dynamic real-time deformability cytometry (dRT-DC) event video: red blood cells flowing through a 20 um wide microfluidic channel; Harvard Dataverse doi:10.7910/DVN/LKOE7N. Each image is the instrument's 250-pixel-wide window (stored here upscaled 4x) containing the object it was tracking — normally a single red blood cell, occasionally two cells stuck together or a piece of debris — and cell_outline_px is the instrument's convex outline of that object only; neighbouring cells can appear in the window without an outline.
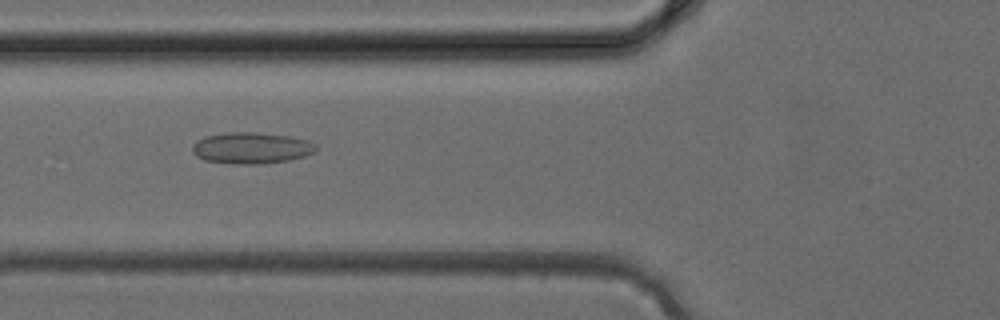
{"species": "common noctule bat (a hibernating species)", "species_latin": "Nyctalus noctula", "temperature_condition": "cold", "stored_images_in_passage": 26, "camera_frame_rate_fps": 3000, "um_per_image_px": 0.085, "animal": {"sex": "female", "body_mass_g": 24.6, "forearm_length_mm": 56.2}, "frame": {"image": 1, "passage_image": 3, "time_ms": 0.667, "image_size_px": [1000, 320], "cell_outline_px": [[316, 148], [312, 152], [304, 156], [288, 160], [264, 164], [232, 164], [204, 160], [196, 156], [192, 152], [192, 144], [204, 136], [228, 132], [256, 132], [292, 136], [308, 140], [316, 144]], "centroid_in_image_um": [21.34, 12.57], "position_along_channel_um": 104.5, "area_um2": 22.77}}
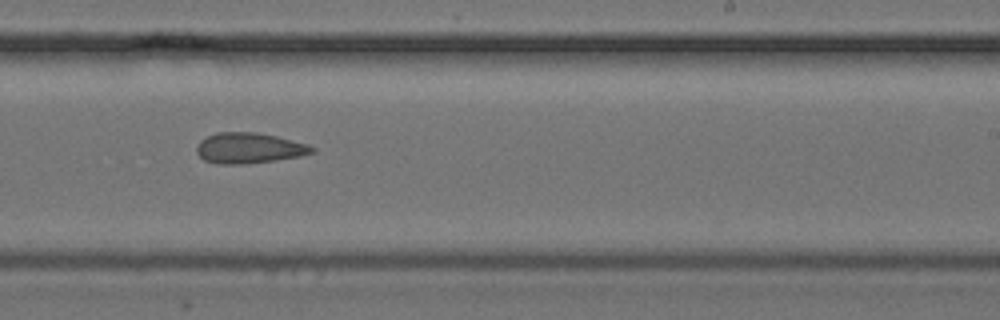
{"frame": {"image": 2, "passage_image": 12, "time_ms": 3.667, "image_size_px": [1000, 320], "cell_outline_px": [[316, 152], [300, 156], [276, 160], [244, 164], [216, 164], [204, 160], [196, 152], [196, 144], [200, 140], [216, 132], [256, 132], [276, 136], [308, 144], [316, 148]], "centroid_in_image_um": [21.16, 12.59], "position_along_channel_um": 267.8, "area_um2": 20.75}}
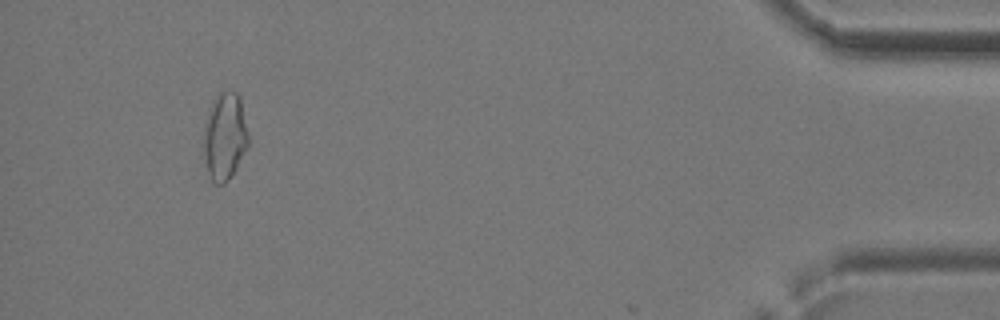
{"frame": {"image": 3, "passage_image": 24, "time_ms": 7.667, "image_size_px": [1000, 320], "cell_outline_px": [[248, 148], [236, 168], [228, 180], [224, 184], [212, 184], [204, 160], [200, 144], [208, 108], [212, 100], [220, 92], [236, 92], [240, 96], [248, 136]], "centroid_in_image_um": [19.05, 11.62], "position_along_channel_um": 416.2, "area_um2": 23.41}}